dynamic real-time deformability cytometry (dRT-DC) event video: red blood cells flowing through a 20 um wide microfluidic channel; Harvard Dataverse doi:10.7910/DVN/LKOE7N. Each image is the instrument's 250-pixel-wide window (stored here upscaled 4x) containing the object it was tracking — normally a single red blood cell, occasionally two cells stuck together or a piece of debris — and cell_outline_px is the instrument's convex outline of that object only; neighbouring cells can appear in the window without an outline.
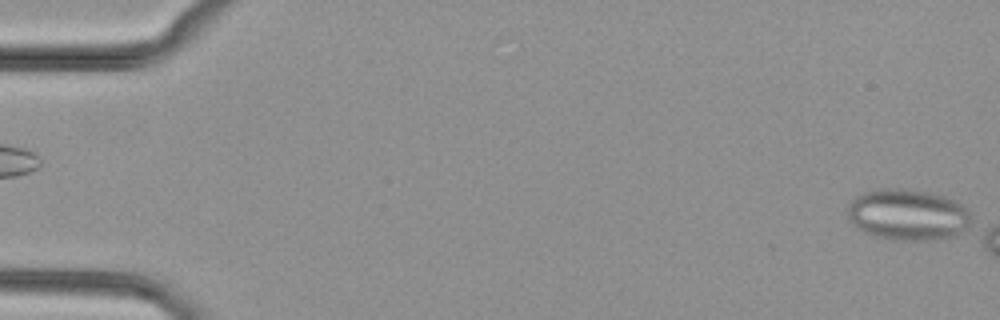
{"species": "common noctule bat (a hibernating species)", "species_latin": "Nyctalus noctula", "temperature_condition": "cold", "stored_images_in_passage": 8, "camera_frame_rate_fps": 3000, "um_per_image_px": 0.085, "animal": {"sex": "female", "body_mass_g": 29.2, "forearm_length_mm": 56.3}, "frame": {"image": 1, "passage_image": 1, "time_ms": 0.0, "image_size_px": [1000, 320], "cell_outline_px": [[968, 228], [956, 236], [944, 240], [888, 240], [872, 236], [864, 232], [852, 224], [848, 220], [848, 204], [856, 196], [864, 192], [876, 188], [904, 188], [944, 196], [960, 204], [968, 212]], "centroid_in_image_um": [77.11, 18.27], "position_along_channel_um": 7.9, "area_um2": 37.17}}